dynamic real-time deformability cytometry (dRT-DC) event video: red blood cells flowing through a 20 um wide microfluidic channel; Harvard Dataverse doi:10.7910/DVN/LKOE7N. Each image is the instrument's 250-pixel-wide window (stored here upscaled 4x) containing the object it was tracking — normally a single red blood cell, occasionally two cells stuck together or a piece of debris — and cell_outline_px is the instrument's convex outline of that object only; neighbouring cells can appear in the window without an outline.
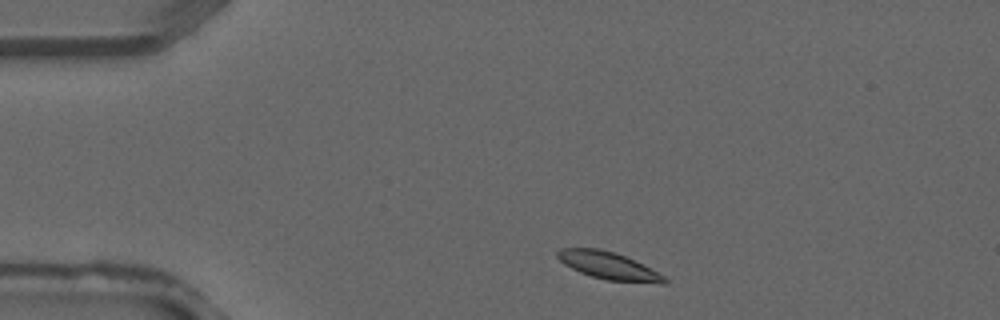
{"species": "common noctule bat (a hibernating species)", "species_latin": "Nyctalus noctula", "temperature_condition": "warm", "stored_images_in_passage": 2, "camera_frame_rate_fps": 3000, "um_per_image_px": 0.085, "animal": {"sex": "male", "forearm_length_mm": 52.5}, "frame": {"image": 1, "passage_image": 1, "time_ms": 0.0, "image_size_px": [1000, 320], "cell_outline_px": [[668, 280], [664, 284], [660, 284], [608, 280], [592, 276], [580, 272], [564, 264], [556, 256], [556, 252], [560, 248], [596, 248], [612, 252], [624, 256], [664, 276]], "centroid_in_image_um": [51.69, 22.59], "position_along_channel_um": 33.3, "area_um2": 16.65}}